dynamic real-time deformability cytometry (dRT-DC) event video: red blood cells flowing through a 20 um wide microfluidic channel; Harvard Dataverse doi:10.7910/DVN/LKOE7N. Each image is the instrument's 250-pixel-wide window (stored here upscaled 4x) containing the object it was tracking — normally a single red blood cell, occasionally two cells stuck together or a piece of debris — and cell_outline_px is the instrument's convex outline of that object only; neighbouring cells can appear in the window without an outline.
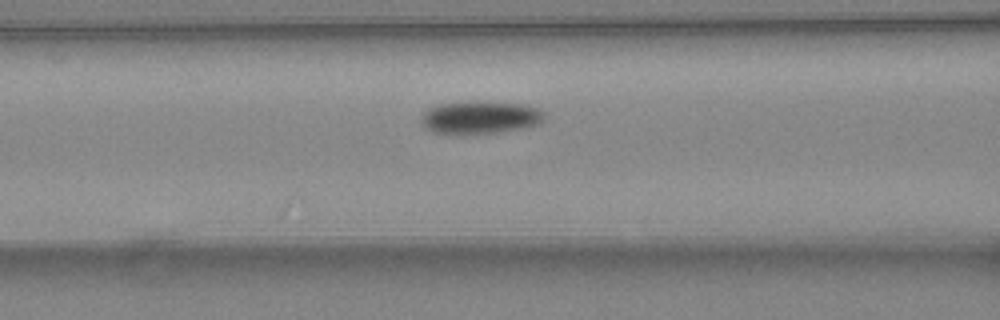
{"species": "common noctule bat (a hibernating species)", "species_latin": "Nyctalus noctula", "temperature_condition": "warm", "stored_images_in_passage": 6, "camera_frame_rate_fps": 3000, "um_per_image_px": 0.085, "animal": {"sex": "female", "body_mass_g": 24.6, "forearm_length_mm": 56.2}, "frame": {"image": 1, "passage_image": 6, "time_ms": 1.667, "image_size_px": [1000, 320], "cell_outline_px": [[544, 120], [540, 124], [528, 128], [500, 132], [460, 136], [432, 132], [424, 128], [420, 120], [420, 116], [424, 112], [440, 104], [484, 100], [520, 104], [536, 108], [544, 112]], "centroid_in_image_um": [40.8, 10.01], "position_along_channel_um": 125.8, "area_um2": 24.33}}